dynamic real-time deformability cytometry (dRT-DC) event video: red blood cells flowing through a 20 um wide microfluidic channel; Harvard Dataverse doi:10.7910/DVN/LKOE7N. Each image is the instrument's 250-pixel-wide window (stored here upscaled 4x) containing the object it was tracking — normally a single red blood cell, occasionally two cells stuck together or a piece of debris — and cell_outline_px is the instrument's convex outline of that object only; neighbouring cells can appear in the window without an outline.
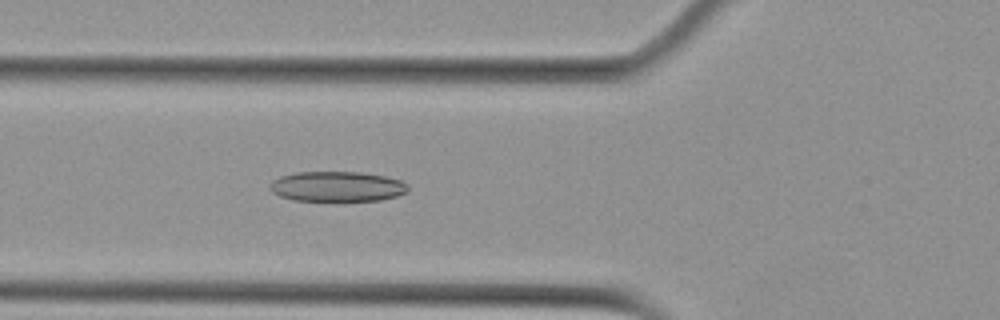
{"species": "Egyptian fruit bat (a non-hibernating species)", "species_latin": "Rousettus aegyptiacus", "temperature_condition": "cold", "stored_images_in_passage": 6, "camera_frame_rate_fps": 3000, "um_per_image_px": 0.085, "animal": {"sex": "female"}, "frame": {"image": 1, "passage_image": 6, "time_ms": 5.667, "image_size_px": [1000, 320], "cell_outline_px": [[408, 192], [396, 196], [380, 200], [344, 204], [296, 200], [280, 196], [272, 192], [268, 188], [272, 180], [280, 176], [296, 172], [360, 172], [384, 176], [400, 180], [408, 184]], "centroid_in_image_um": [28.66, 15.9], "position_along_channel_um": 97.1, "area_um2": 25.37}}